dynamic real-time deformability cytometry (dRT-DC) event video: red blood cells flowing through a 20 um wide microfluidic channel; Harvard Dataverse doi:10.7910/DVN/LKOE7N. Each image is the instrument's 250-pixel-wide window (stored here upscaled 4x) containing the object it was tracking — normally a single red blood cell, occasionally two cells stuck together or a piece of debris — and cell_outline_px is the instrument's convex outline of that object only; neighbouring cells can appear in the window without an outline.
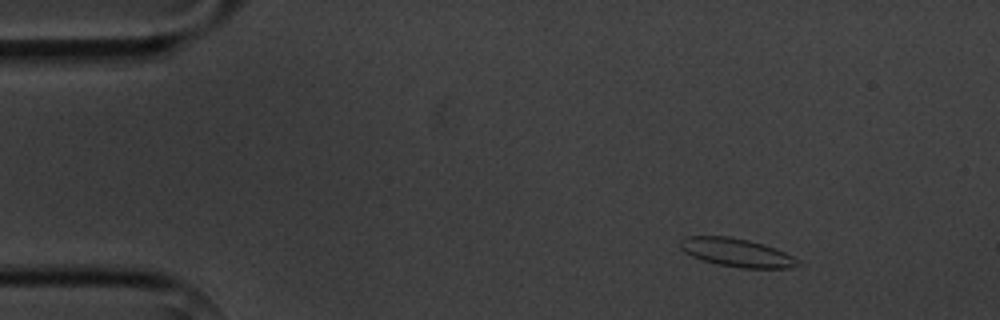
{"species": "common noctule bat (a hibernating species)", "species_latin": "Nyctalus noctula", "temperature_condition": "cold", "stored_images_in_passage": 5, "camera_frame_rate_fps": 3000, "um_per_image_px": 0.085, "animal": {"sex": "male", "body_mass_g": 20.1, "forearm_length_mm": 53.5}, "frame": {"image": 1, "passage_image": 3, "time_ms": 2.333, "image_size_px": [1000, 320], "cell_outline_px": [[796, 264], [788, 268], [740, 268], [716, 264], [692, 256], [684, 252], [680, 248], [680, 240], [684, 236], [728, 236], [748, 240], [764, 244], [776, 248], [792, 256], [796, 260]], "centroid_in_image_um": [62.54, 21.45], "position_along_channel_um": 22.5, "area_um2": 19.25}}